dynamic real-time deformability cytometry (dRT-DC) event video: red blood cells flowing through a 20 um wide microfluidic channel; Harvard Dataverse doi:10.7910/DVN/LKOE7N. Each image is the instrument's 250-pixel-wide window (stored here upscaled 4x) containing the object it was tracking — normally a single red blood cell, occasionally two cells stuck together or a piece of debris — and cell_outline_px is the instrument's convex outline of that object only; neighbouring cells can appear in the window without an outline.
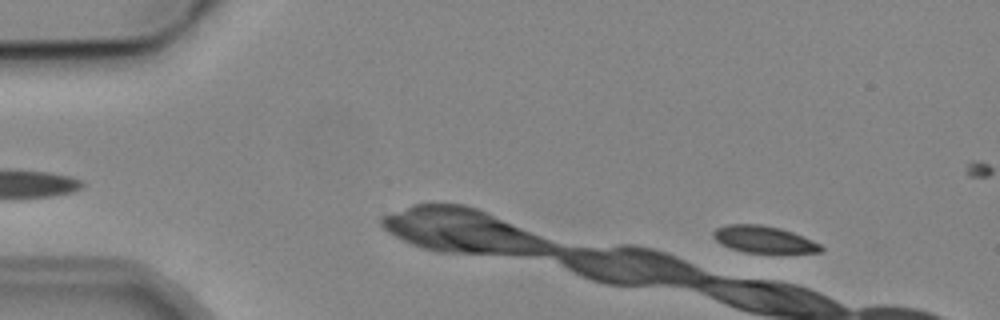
{"species": "common noctule bat (a hibernating species)", "species_latin": "Nyctalus noctula", "temperature_condition": "cold", "stored_images_in_passage": 3, "camera_frame_rate_fps": 3000, "um_per_image_px": 0.085, "animal": {"sex": "male", "body_mass_g": 19.2, "forearm_length_mm": 51.8}, "frame": {"image": 1, "passage_image": 1, "time_ms": 0.0, "image_size_px": [1000, 320], "cell_outline_px": [[824, 248], [820, 252], [744, 252], [720, 244], [712, 236], [712, 232], [716, 228], [728, 224], [760, 224], [780, 228], [792, 232], [812, 240], [820, 244]], "centroid_in_image_um": [64.88, 20.33], "position_along_channel_um": 20.1, "area_um2": 16.65}}